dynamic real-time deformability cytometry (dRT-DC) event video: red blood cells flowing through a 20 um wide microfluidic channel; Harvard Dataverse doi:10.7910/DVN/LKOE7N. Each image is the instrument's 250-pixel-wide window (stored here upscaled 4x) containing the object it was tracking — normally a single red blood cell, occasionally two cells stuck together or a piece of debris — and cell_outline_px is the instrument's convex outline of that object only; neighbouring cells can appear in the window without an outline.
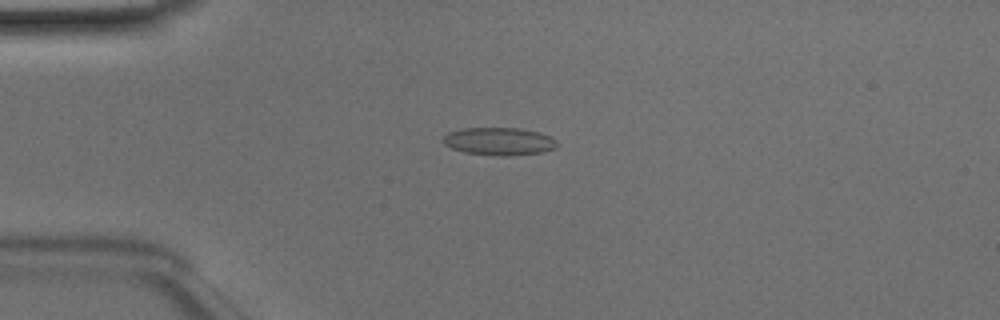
{"species": "Egyptian fruit bat (a non-hibernating species)", "species_latin": "Rousettus aegyptiacus", "temperature_condition": "room temperature", "stored_images_in_passage": 49, "camera_frame_rate_fps": 3000, "um_per_image_px": 0.085, "animal": {"sex": "male"}, "frame": {"image": 1, "passage_image": 12, "time_ms": 3.667, "image_size_px": [1000, 320], "cell_outline_px": [[556, 148], [540, 152], [508, 156], [496, 156], [464, 152], [452, 148], [444, 144], [444, 136], [448, 132], [464, 128], [520, 128], [552, 136], [556, 140]], "centroid_in_image_um": [42.42, 12.01], "position_along_channel_um": 42.6, "area_um2": 18.32}}
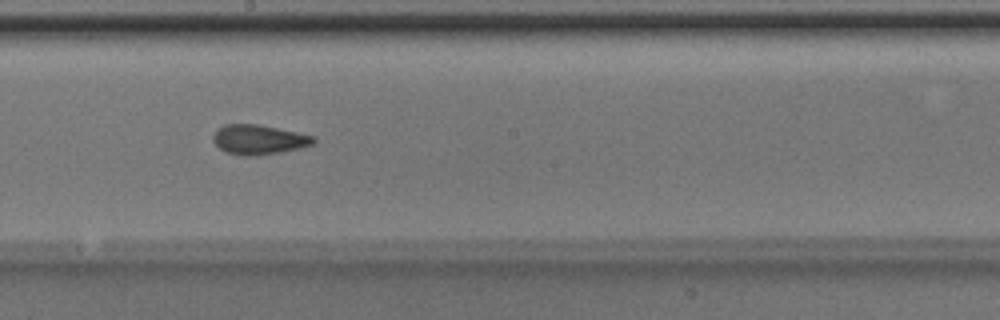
{"frame": {"image": 2, "passage_image": 27, "time_ms": 8.667, "image_size_px": [1000, 320], "cell_outline_px": [[316, 144], [300, 148], [280, 152], [252, 156], [244, 156], [224, 152], [212, 140], [212, 136], [216, 128], [224, 124], [256, 124], [316, 136]], "centroid_in_image_um": [21.99, 11.86], "position_along_channel_um": 226.2, "area_um2": 17.51}}
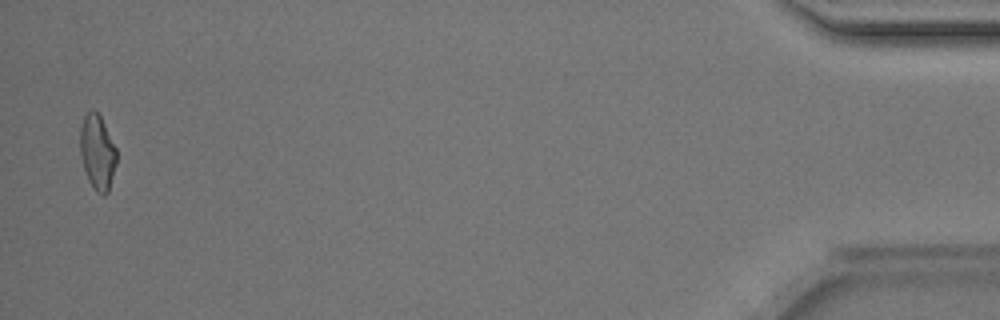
{"frame": {"image": 3, "passage_image": 48, "time_ms": 15.667, "image_size_px": [1000, 320], "cell_outline_px": [[116, 164], [108, 192], [104, 196], [96, 192], [88, 180], [80, 156], [80, 128], [84, 116], [92, 108], [100, 116], [116, 148]], "centroid_in_image_um": [8.27, 12.95], "position_along_channel_um": 426.9, "area_um2": 15.84}, "authors_computed_cell_mechanics": {"area_um2": 16.9932, "velocity_mm_per_s": 4.129, "shape_relaxation_time_tau1_ms": 3.2416, "shape_relaxation_time_tau2_ms": 1.5915, "deformation_change_tau1": 0.1156, "deformation_change_tau2": 0.0969}}